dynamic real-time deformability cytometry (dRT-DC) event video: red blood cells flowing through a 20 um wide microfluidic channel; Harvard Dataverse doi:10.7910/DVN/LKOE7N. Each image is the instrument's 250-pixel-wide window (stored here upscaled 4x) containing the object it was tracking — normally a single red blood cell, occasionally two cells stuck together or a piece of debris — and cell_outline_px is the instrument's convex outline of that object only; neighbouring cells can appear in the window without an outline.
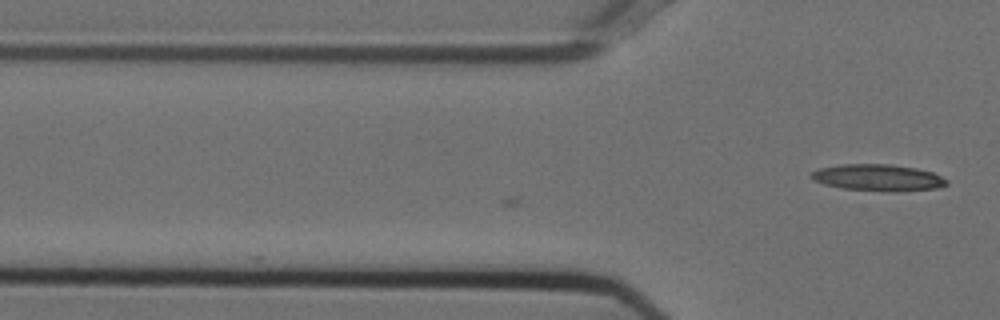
{"species": "Egyptian fruit bat (a non-hibernating species)", "species_latin": "Rousettus aegyptiacus", "temperature_condition": "cold", "stored_images_in_passage": 3, "camera_frame_rate_fps": 3000, "um_per_image_px": 0.085, "animal": {"sex": "female"}, "frame": {"image": 1, "passage_image": 3, "time_ms": 0.667, "image_size_px": [1000, 320], "cell_outline_px": [[948, 184], [936, 188], [896, 192], [884, 192], [844, 188], [824, 184], [812, 180], [808, 176], [812, 172], [820, 168], [840, 164], [892, 164], [916, 168], [932, 172], [948, 180]], "centroid_in_image_um": [74.62, 15.1], "position_along_channel_um": 51.2, "area_um2": 21.15}}